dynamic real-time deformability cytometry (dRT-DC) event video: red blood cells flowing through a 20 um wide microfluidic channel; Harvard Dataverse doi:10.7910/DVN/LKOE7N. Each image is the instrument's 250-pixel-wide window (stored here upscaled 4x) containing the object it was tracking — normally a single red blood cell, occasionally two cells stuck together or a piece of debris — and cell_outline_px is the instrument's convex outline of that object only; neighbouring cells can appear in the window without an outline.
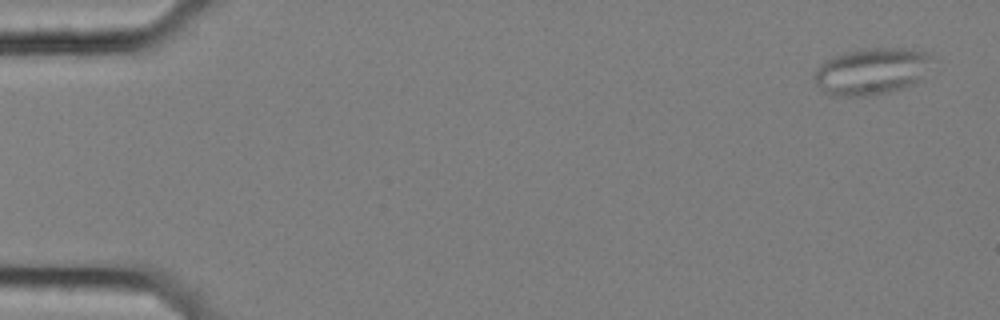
{"species": "common noctule bat (a hibernating species)", "species_latin": "Nyctalus noctula", "temperature_condition": "cold", "stored_images_in_passage": 33, "camera_frame_rate_fps": 3000, "um_per_image_px": 0.085, "animal": {"sex": "female", "body_mass_g": 25.1}, "frame": {"image": 1, "passage_image": 1, "time_ms": 0.0, "image_size_px": [1000, 320], "cell_outline_px": [[932, 56], [924, 80], [888, 92], [872, 96], [828, 96], [816, 84], [812, 76], [816, 68], [824, 60], [832, 56], [844, 52], [860, 48], [908, 48], [932, 52]], "centroid_in_image_um": [74.07, 6.05], "position_along_channel_um": 10.9, "area_um2": 32.89}}
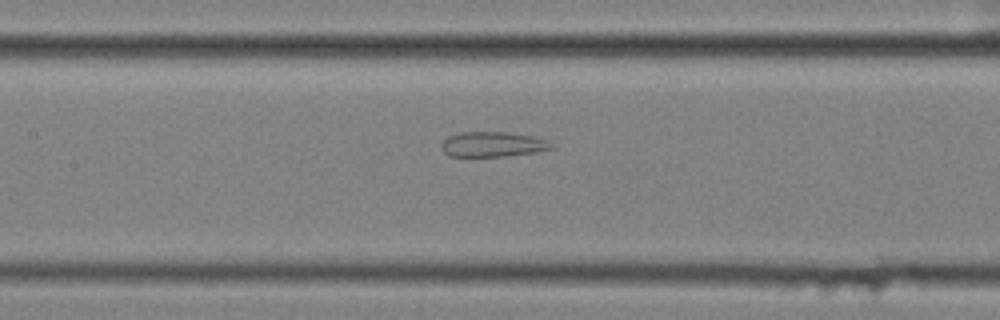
{"frame": {"image": 2, "passage_image": 26, "time_ms": 8.333, "image_size_px": [1000, 320], "cell_outline_px": [[556, 148], [532, 152], [504, 156], [448, 156], [440, 148], [440, 144], [448, 136], [460, 132], [508, 132], [532, 136], [548, 140]], "centroid_in_image_um": [41.86, 12.26], "position_along_channel_um": 165.5, "area_um2": 16.07}}
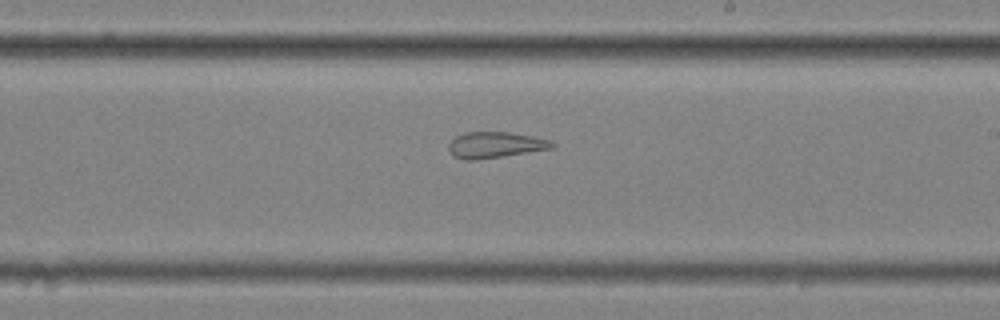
{"frame": {"image": 3, "passage_image": 33, "time_ms": 10.667, "image_size_px": [1000, 320], "cell_outline_px": [[556, 148], [476, 160], [464, 160], [452, 156], [448, 148], [448, 144], [456, 136], [464, 132], [512, 132], [552, 140], [556, 144]], "centroid_in_image_um": [42.12, 12.32], "position_along_channel_um": 246.9, "area_um2": 15.95}}